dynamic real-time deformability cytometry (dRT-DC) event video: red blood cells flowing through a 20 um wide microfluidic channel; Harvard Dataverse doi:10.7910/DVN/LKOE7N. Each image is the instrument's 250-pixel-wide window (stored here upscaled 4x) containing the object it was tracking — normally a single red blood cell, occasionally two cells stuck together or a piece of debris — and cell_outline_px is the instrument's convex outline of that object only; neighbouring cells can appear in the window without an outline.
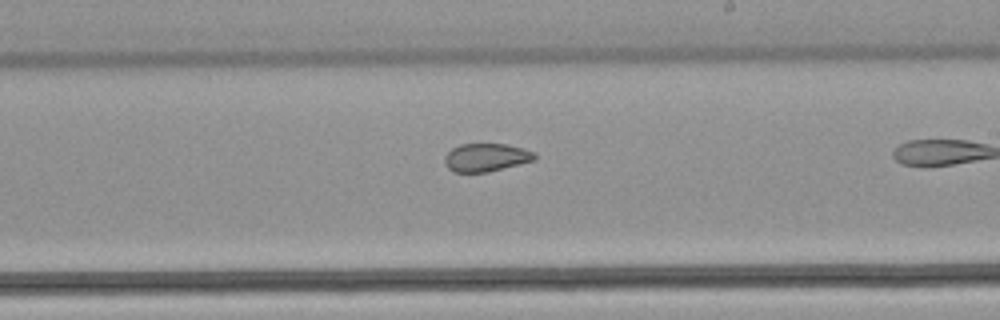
{"species": "common noctule bat (a hibernating species)", "species_latin": "Nyctalus noctula", "temperature_condition": "warm", "stored_images_in_passage": 35, "camera_frame_rate_fps": 3000, "um_per_image_px": 0.085, "animal": {"sex": "male", "body_mass_g": 21.5, "forearm_length_mm": 52.0}, "frame": {"image": 1, "passage_image": 25, "time_ms": 8.0, "image_size_px": [1000, 320], "cell_outline_px": [[536, 160], [488, 172], [452, 172], [444, 164], [444, 156], [452, 148], [460, 144], [508, 144], [524, 148], [536, 152]], "centroid_in_image_um": [41.33, 13.38], "position_along_channel_um": 247.7, "area_um2": 14.97}}